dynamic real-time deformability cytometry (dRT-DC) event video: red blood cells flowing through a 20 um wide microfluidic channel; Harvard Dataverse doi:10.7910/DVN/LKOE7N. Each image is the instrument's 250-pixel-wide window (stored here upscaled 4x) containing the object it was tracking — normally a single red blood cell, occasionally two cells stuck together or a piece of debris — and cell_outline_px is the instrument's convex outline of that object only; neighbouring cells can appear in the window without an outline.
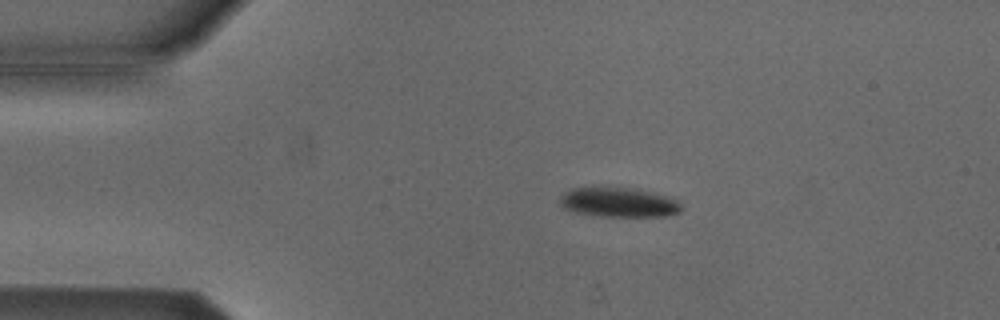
{"species": "Egyptian fruit bat (a non-hibernating species)", "species_latin": "Rousettus aegyptiacus", "temperature_condition": "cold", "stored_images_in_passage": 44, "camera_frame_rate_fps": 3000, "um_per_image_px": 0.085, "animal": {"sex": "male"}, "frame": {"image": 1, "passage_image": 1, "time_ms": 0.0, "image_size_px": [1000, 320], "cell_outline_px": [[680, 212], [664, 216], [592, 216], [576, 212], [564, 208], [560, 204], [560, 196], [564, 192], [572, 188], [628, 188], [648, 192], [664, 196], [676, 200], [680, 204]], "centroid_in_image_um": [52.52, 17.22], "position_along_channel_um": 32.5, "area_um2": 20.46}}
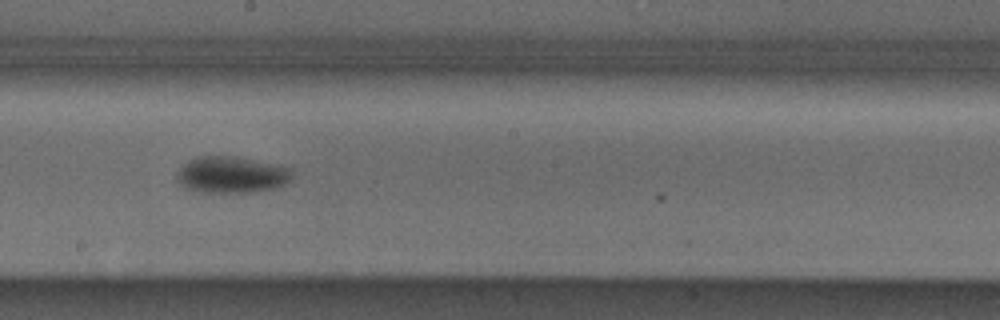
{"frame": {"image": 2, "passage_image": 20, "time_ms": 6.333, "image_size_px": [1000, 320], "cell_outline_px": [[292, 180], [276, 188], [252, 192], [200, 192], [188, 188], [180, 184], [176, 180], [176, 172], [188, 160], [196, 156], [236, 156], [280, 164], [292, 168]], "centroid_in_image_um": [19.71, 14.83], "position_along_channel_um": 228.5, "area_um2": 24.97}}
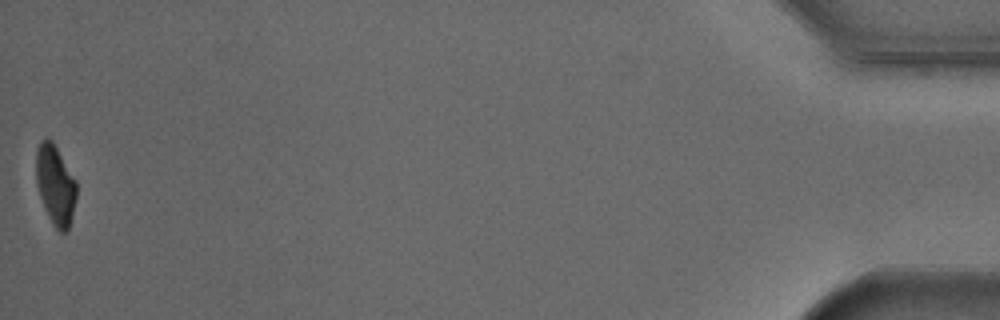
{"frame": {"image": 3, "passage_image": 44, "time_ms": 14.333, "image_size_px": [1000, 320], "cell_outline_px": [[76, 196], [72, 216], [68, 232], [60, 232], [52, 224], [44, 208], [36, 184], [36, 148], [40, 140], [44, 136], [52, 140], [76, 180]], "centroid_in_image_um": [4.69, 15.7], "position_along_channel_um": 430.5, "area_um2": 18.96}, "authors_computed_cell_mechanics": {"area_um2": 23.5824, "velocity_mm_per_s": 3.8087, "shape_relaxation_time_tau1_ms": 4.4555, "shape_relaxation_time_tau2_ms": null, "deformation_change_tau1": 0.1212, "deformation_change_tau2": null}}